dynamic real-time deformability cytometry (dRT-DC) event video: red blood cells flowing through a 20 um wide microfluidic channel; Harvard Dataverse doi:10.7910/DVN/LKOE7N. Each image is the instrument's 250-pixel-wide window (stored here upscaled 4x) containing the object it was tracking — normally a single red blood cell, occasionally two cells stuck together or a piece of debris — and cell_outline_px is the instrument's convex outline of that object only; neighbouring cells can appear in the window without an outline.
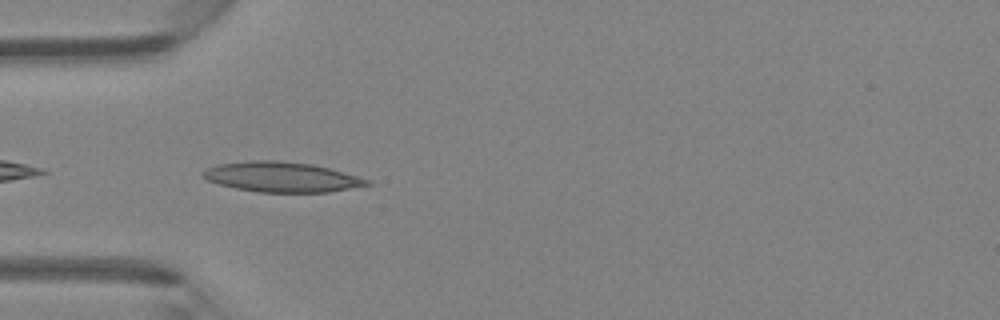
{"species": "Egyptian fruit bat (a non-hibernating species)", "species_latin": "Rousettus aegyptiacus", "temperature_condition": "room temperature", "stored_images_in_passage": 29, "camera_frame_rate_fps": 3000, "um_per_image_px": 0.085, "animal": {"sex": "female"}, "frame": {"image": 1, "passage_image": 1, "time_ms": 0.0, "image_size_px": [1000, 320], "cell_outline_px": [[372, 184], [328, 192], [260, 192], [236, 188], [220, 184], [208, 180], [200, 172], [208, 168], [220, 164], [252, 160], [276, 160], [312, 164], [328, 168], [356, 176], [368, 180]], "centroid_in_image_um": [23.92, 15.04], "position_along_channel_um": 61.1, "area_um2": 28.26}}
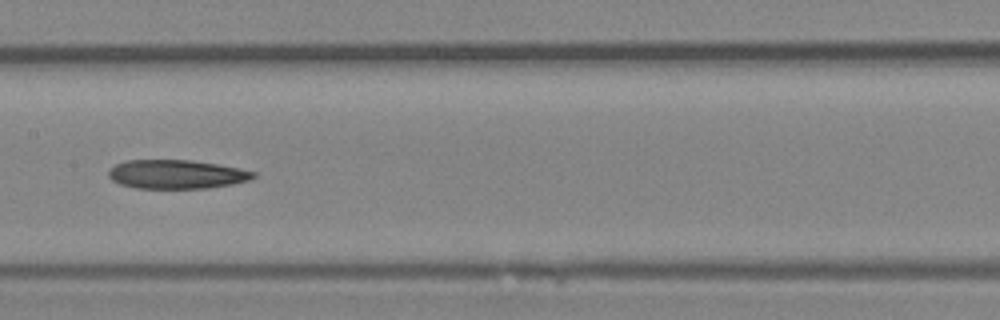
{"frame": {"image": 2, "passage_image": 10, "time_ms": 3.0, "image_size_px": [1000, 320], "cell_outline_px": [[256, 176], [248, 180], [232, 184], [208, 188], [136, 188], [120, 184], [112, 180], [108, 176], [108, 172], [116, 164], [124, 160], [192, 160], [240, 168], [256, 172]], "centroid_in_image_um": [15.0, 14.81], "position_along_channel_um": 192.4, "area_um2": 24.33}}
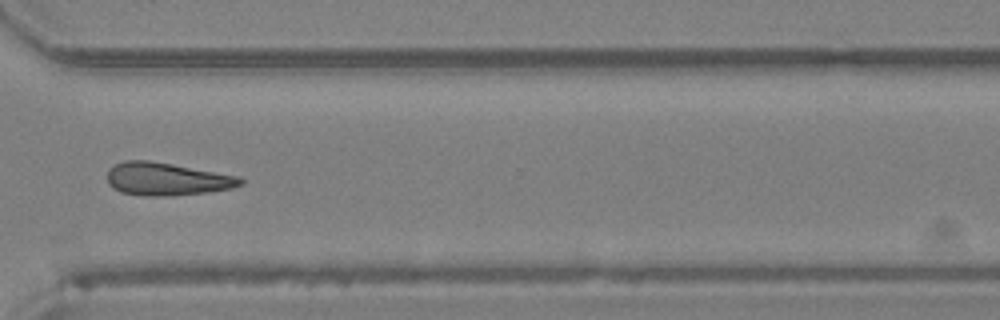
{"frame": {"image": 3, "passage_image": 21, "time_ms": 6.667, "image_size_px": [1000, 320], "cell_outline_px": [[244, 184], [232, 188], [204, 192], [172, 196], [144, 196], [120, 192], [108, 184], [108, 168], [112, 164], [124, 160], [148, 160], [172, 164], [240, 176], [244, 180]], "centroid_in_image_um": [14.15, 15.21], "position_along_channel_um": 356.4, "area_um2": 25.66}}